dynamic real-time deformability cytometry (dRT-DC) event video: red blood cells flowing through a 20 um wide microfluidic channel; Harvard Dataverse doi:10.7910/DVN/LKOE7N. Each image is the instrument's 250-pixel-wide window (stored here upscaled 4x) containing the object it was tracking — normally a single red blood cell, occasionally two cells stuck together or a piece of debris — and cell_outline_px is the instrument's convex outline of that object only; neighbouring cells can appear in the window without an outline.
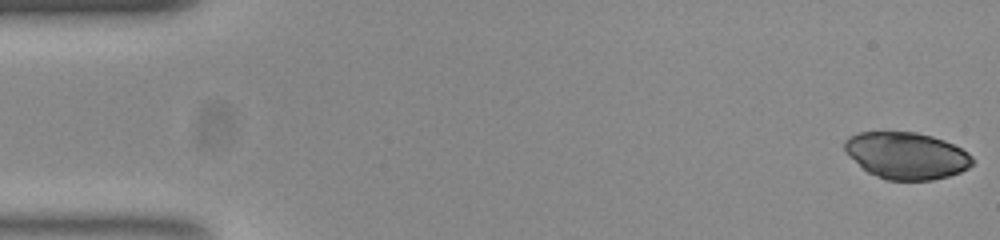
{"species": "common noctule bat (a hibernating species)", "species_latin": "Nyctalus noctula", "temperature_condition": "room temperature", "stored_images_in_passage": 52, "camera_frame_rate_fps": 3000, "um_per_image_px": 0.085, "animal": {"sex": "female", "body_mass_g": 23.0, "forearm_length_mm": 53.4}, "frame": {"image": 1, "passage_image": 1, "time_ms": 0.0, "image_size_px": [1000, 240], "cell_outline_px": [[976, 160], [968, 168], [960, 172], [948, 176], [932, 180], [888, 180], [876, 176], [868, 172], [844, 148], [844, 140], [848, 136], [860, 132], [916, 132], [932, 136], [944, 140], [968, 152]], "centroid_in_image_um": [77.09, 13.22], "position_along_channel_um": 7.9, "area_um2": 34.62}}